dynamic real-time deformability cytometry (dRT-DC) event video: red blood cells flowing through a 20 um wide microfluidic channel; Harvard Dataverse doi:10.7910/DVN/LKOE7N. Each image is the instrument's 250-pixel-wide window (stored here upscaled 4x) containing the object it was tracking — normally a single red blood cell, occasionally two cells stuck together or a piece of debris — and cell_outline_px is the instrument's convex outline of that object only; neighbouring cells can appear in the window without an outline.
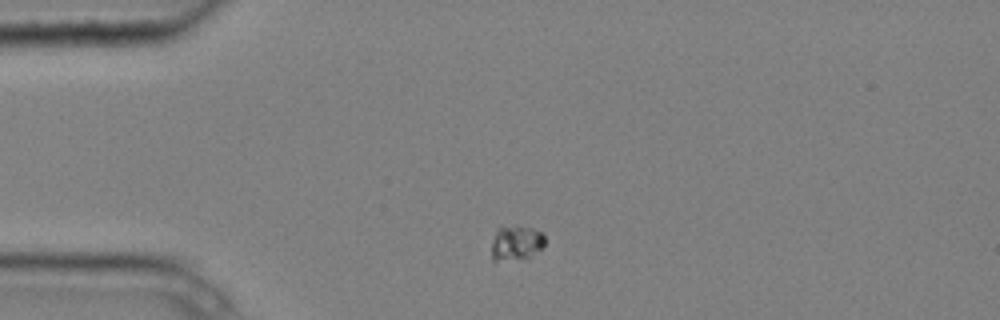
{"species": "common noctule bat (a hibernating species)", "species_latin": "Nyctalus noctula", "temperature_condition": "cold", "stored_images_in_passage": 2, "camera_frame_rate_fps": 3000, "um_per_image_px": 0.085, "animal": {"sex": "male", "body_mass_g": 20.4}, "frame": {"image": 1, "passage_image": 1, "time_ms": 0.0, "image_size_px": [1000, 320], "cell_outline_px": [[544, 248], [528, 256], [496, 260], [492, 260], [492, 244], [496, 228], [516, 224], [532, 228], [540, 232], [544, 236]], "centroid_in_image_um": [43.87, 20.58], "position_along_channel_um": 41.1, "area_um2": 10.64}}